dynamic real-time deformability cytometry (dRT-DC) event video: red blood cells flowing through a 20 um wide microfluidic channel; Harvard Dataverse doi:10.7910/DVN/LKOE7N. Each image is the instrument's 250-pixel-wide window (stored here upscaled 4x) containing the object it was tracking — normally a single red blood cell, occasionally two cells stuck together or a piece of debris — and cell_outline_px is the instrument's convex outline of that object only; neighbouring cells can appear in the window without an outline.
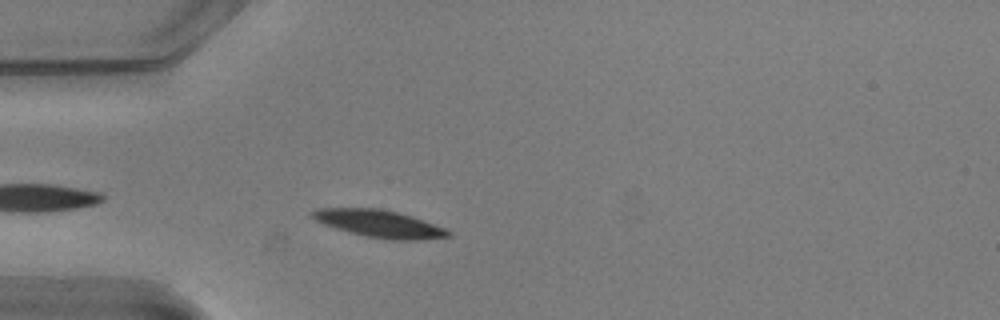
{"species": "common noctule bat (a hibernating species)", "species_latin": "Nyctalus noctula", "temperature_condition": "warm", "stored_images_in_passage": 38, "camera_frame_rate_fps": 3000, "um_per_image_px": 0.085, "animal": {"sex": "male", "body_mass_g": 20.5, "forearm_length_mm": 52.5}, "frame": {"image": 1, "passage_image": 4, "time_ms": 1.0, "image_size_px": [1000, 320], "cell_outline_px": [[452, 236], [416, 240], [392, 240], [368, 236], [348, 232], [324, 224], [316, 220], [312, 216], [312, 212], [320, 208], [380, 208], [412, 216], [444, 228], [452, 232]], "centroid_in_image_um": [32.27, 19.01], "position_along_channel_um": 52.7, "area_um2": 21.33}}
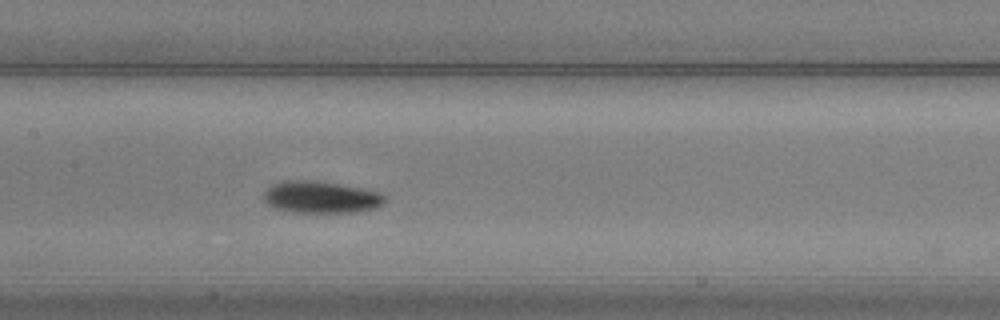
{"frame": {"image": 2, "passage_image": 15, "time_ms": 4.667, "image_size_px": [1000, 320], "cell_outline_px": [[384, 200], [380, 204], [372, 208], [356, 212], [292, 212], [272, 208], [264, 200], [264, 192], [272, 184], [280, 180], [316, 180], [376, 192], [384, 196]], "centroid_in_image_um": [27.15, 16.76], "position_along_channel_um": 180.3, "area_um2": 22.14}}
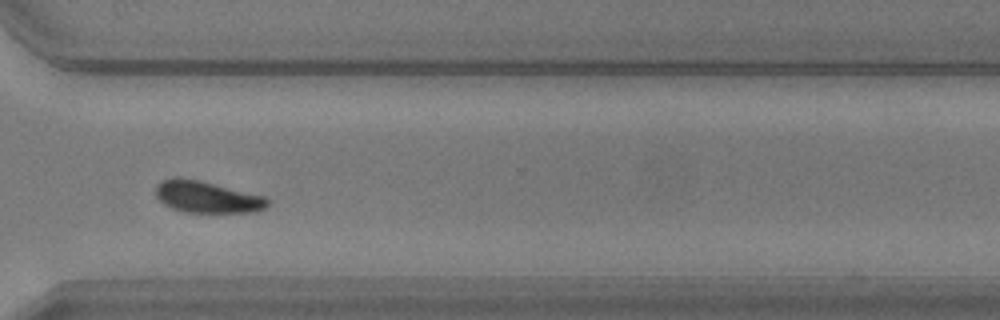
{"frame": {"image": 3, "passage_image": 29, "time_ms": 9.333, "image_size_px": [1000, 320], "cell_outline_px": [[272, 200], [264, 208], [256, 212], [184, 212], [172, 208], [164, 204], [156, 196], [156, 188], [164, 180], [176, 176], [200, 180], [268, 196]], "centroid_in_image_um": [17.67, 16.74], "position_along_channel_um": 352.9, "area_um2": 20.87}, "authors_computed_cell_mechanics": {"area_um2": 21.3571, "velocity_mm_per_s": 3.7155, "shape_relaxation_time_tau1_ms": 1.7866, "shape_relaxation_time_tau2_ms": null, "deformation_change_tau1": 0.0876, "deformation_change_tau2": null}}